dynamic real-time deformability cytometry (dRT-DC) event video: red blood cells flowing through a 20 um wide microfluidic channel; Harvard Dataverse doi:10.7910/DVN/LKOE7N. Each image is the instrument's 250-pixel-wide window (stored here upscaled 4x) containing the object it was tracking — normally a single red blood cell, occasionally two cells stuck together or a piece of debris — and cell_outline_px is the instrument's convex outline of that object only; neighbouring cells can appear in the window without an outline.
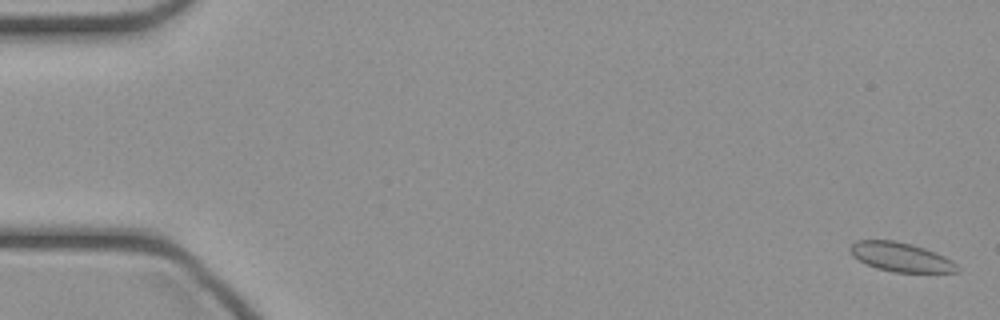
{"species": "common noctule bat (a hibernating species)", "species_latin": "Nyctalus noctula", "temperature_condition": "cold", "stored_images_in_passage": 38, "camera_frame_rate_fps": 3000, "um_per_image_px": 0.085, "animal": {"sex": "female", "body_mass_g": 21.9}, "frame": {"image": 1, "passage_image": 1, "time_ms": 0.0, "image_size_px": [1000, 320], "cell_outline_px": [[960, 272], [892, 272], [876, 268], [852, 256], [848, 248], [856, 240], [892, 240], [912, 244], [936, 252], [952, 260], [960, 268]], "centroid_in_image_um": [76.58, 21.85], "position_along_channel_um": 8.4, "area_um2": 18.21}}
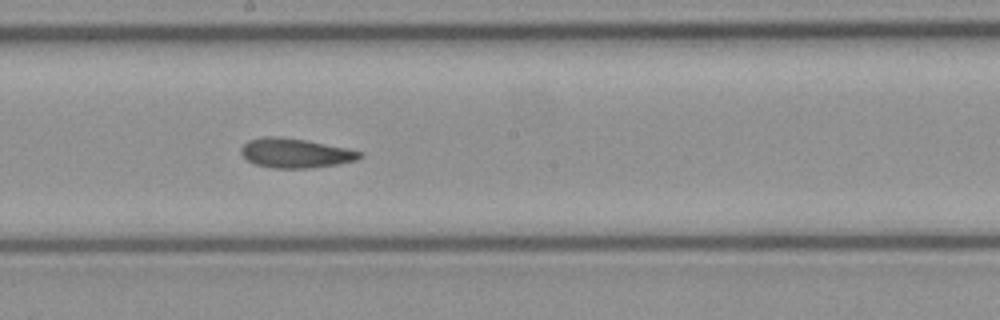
{"frame": {"image": 2, "passage_image": 17, "time_ms": 5.333, "image_size_px": [1000, 320], "cell_outline_px": [[364, 156], [356, 160], [336, 164], [312, 168], [272, 168], [256, 164], [248, 160], [240, 152], [240, 148], [248, 140], [264, 136], [280, 136], [304, 140], [348, 148], [364, 152]], "centroid_in_image_um": [25.12, 13.01], "position_along_channel_um": 223.1, "area_um2": 20.4}}
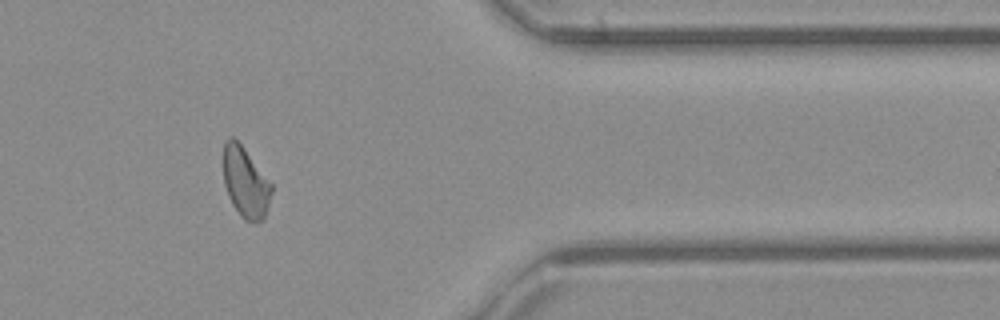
{"frame": {"image": 3, "passage_image": 30, "time_ms": 9.667, "image_size_px": [1000, 320], "cell_outline_px": [[272, 192], [264, 220], [256, 224], [244, 220], [240, 216], [232, 204], [228, 196], [224, 184], [224, 140], [228, 136], [232, 136], [244, 148], [272, 184]], "centroid_in_image_um": [20.87, 15.54], "position_along_channel_um": 390.5, "area_um2": 19.88}}